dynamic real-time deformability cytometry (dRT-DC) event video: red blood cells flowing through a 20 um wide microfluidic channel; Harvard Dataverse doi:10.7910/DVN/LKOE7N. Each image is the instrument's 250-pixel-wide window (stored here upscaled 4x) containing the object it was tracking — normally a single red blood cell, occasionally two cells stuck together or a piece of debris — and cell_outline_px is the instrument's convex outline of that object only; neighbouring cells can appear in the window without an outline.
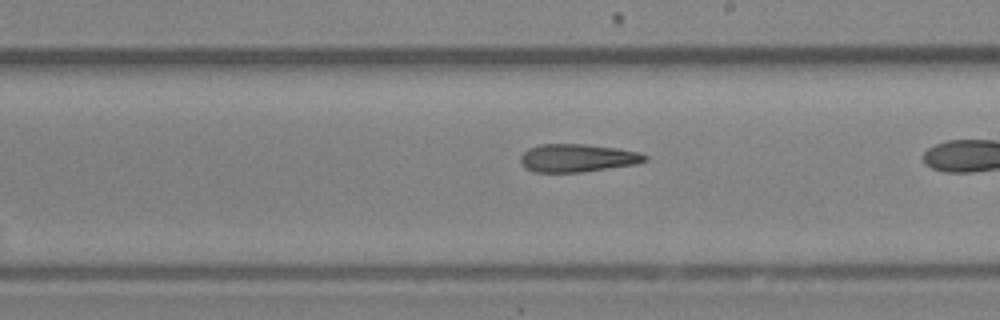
{"species": "Egyptian fruit bat (a non-hibernating species)", "species_latin": "Rousettus aegyptiacus", "temperature_condition": "room temperature", "stored_images_in_passage": 33, "camera_frame_rate_fps": 3000, "um_per_image_px": 0.085, "animal": {"sex": "female"}, "frame": {"image": 1, "passage_image": 24, "time_ms": 7.667, "image_size_px": [1000, 320], "cell_outline_px": [[648, 160], [636, 164], [580, 172], [536, 172], [524, 168], [520, 164], [520, 156], [528, 148], [540, 144], [584, 144], [616, 148], [640, 152], [648, 156]], "centroid_in_image_um": [49.06, 13.43], "position_along_channel_um": 239.9, "area_um2": 20.35}}